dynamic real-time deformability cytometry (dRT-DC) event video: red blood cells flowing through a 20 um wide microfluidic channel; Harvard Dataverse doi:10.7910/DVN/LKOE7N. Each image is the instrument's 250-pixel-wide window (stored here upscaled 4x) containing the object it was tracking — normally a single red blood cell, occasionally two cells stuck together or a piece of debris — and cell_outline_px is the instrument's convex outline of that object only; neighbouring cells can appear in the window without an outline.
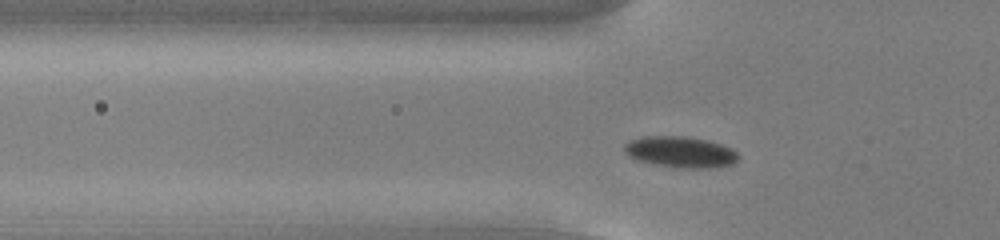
{"species": "common noctule bat (a hibernating species)", "species_latin": "Nyctalus noctula", "temperature_condition": "cold", "stored_images_in_passage": 45, "camera_frame_rate_fps": 3000, "um_per_image_px": 0.085, "animal": {"sex": "male", "body_mass_g": 13.0, "forearm_length_mm": 53.1}, "frame": {"image": 1, "passage_image": 8, "time_ms": 2.333, "image_size_px": [1000, 240], "cell_outline_px": [[740, 156], [732, 164], [712, 168], [672, 168], [640, 160], [632, 156], [624, 148], [624, 144], [632, 140], [644, 136], [688, 136], [708, 140], [732, 148]], "centroid_in_image_um": [57.9, 12.92], "position_along_channel_um": 67.9, "area_um2": 20.52}}
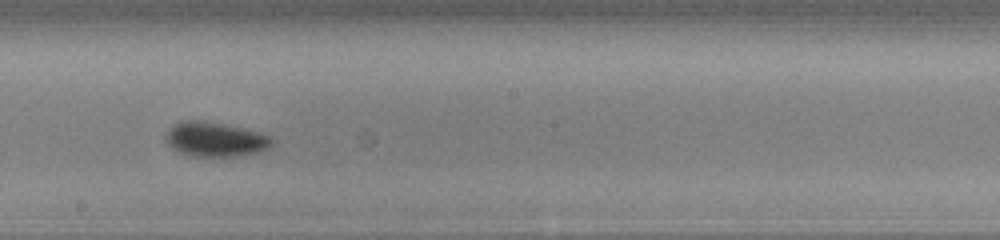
{"frame": {"image": 2, "passage_image": 21, "time_ms": 6.667, "image_size_px": [1000, 240], "cell_outline_px": [[276, 140], [268, 148], [260, 152], [244, 156], [192, 156], [180, 152], [172, 148], [164, 140], [164, 136], [180, 120], [200, 120], [224, 124], [260, 132], [272, 136]], "centroid_in_image_um": [18.35, 11.85], "position_along_channel_um": 229.9, "area_um2": 21.56}}
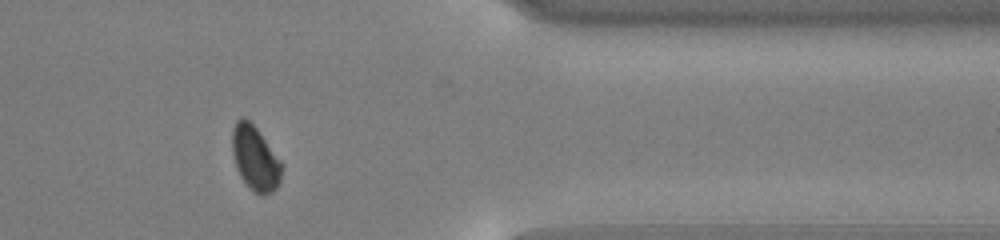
{"frame": {"image": 3, "passage_image": 35, "time_ms": 11.333, "image_size_px": [1000, 240], "cell_outline_px": [[284, 164], [280, 180], [276, 188], [272, 192], [264, 196], [260, 196], [240, 176], [232, 152], [232, 128], [236, 120], [240, 116], [244, 116], [256, 128]], "centroid_in_image_um": [21.7, 13.43], "position_along_channel_um": 389.7, "area_um2": 18.55}, "authors_computed_cell_mechanics": {"area_um2": 19.7098, "velocity_mm_per_s": 3.7698, "shape_relaxation_time_tau1_ms": 5.2633, "shape_relaxation_time_tau2_ms": 2.6268, "deformation_change_tau1": 0.1278, "deformation_change_tau2": 0.0519}}